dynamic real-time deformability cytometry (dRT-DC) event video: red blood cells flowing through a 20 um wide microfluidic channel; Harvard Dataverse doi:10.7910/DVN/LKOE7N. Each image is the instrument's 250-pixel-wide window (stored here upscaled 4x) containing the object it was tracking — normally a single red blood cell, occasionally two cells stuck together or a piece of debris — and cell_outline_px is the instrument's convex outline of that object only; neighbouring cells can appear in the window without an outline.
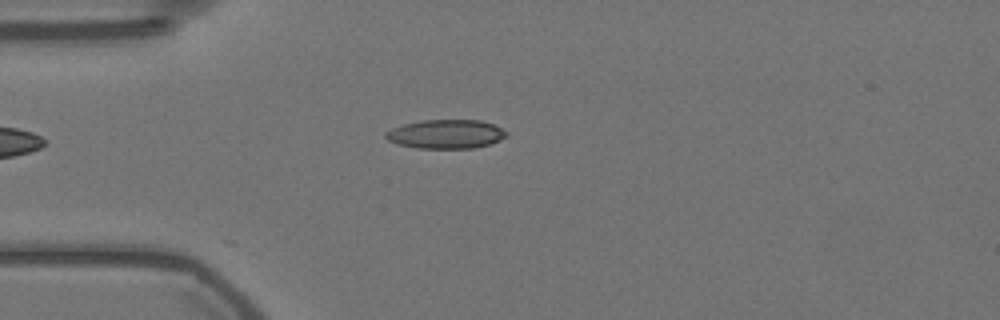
{"species": "Egyptian fruit bat (a non-hibernating species)", "species_latin": "Rousettus aegyptiacus", "temperature_condition": "warm", "stored_images_in_passage": 6, "camera_frame_rate_fps": 3000, "um_per_image_px": 0.085, "animal": {"sex": "female"}, "frame": {"image": 1, "passage_image": 1, "time_ms": 0.0, "image_size_px": [1000, 320], "cell_outline_px": [[508, 136], [500, 140], [488, 144], [472, 148], [416, 148], [396, 144], [388, 140], [384, 136], [384, 132], [392, 128], [404, 124], [420, 120], [480, 120], [492, 124], [508, 132]], "centroid_in_image_um": [37.87, 11.39], "position_along_channel_um": 47.1, "area_um2": 20.4}}
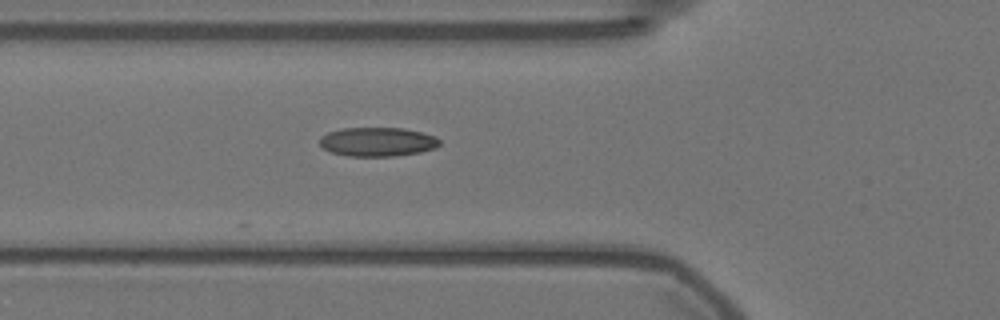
{"frame": {"image": 2, "passage_image": 6, "time_ms": 1.667, "image_size_px": [1000, 320], "cell_outline_px": [[440, 144], [436, 148], [420, 152], [392, 156], [348, 156], [332, 152], [324, 148], [320, 144], [320, 136], [328, 132], [340, 128], [404, 128], [436, 136], [440, 140]], "centroid_in_image_um": [32.09, 12.05], "position_along_channel_um": 93.7, "area_um2": 20.29}}